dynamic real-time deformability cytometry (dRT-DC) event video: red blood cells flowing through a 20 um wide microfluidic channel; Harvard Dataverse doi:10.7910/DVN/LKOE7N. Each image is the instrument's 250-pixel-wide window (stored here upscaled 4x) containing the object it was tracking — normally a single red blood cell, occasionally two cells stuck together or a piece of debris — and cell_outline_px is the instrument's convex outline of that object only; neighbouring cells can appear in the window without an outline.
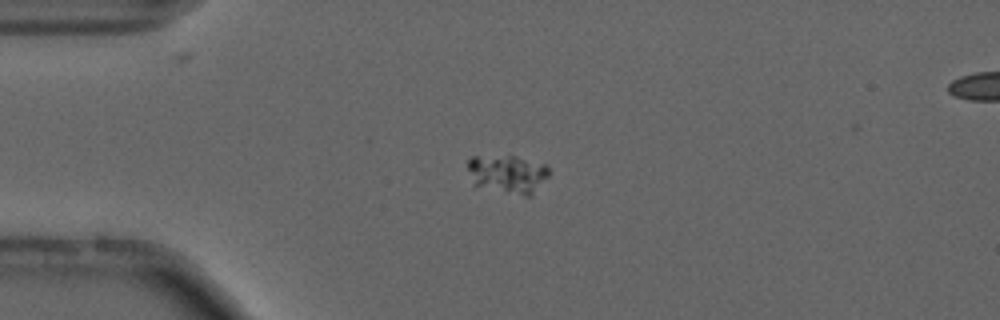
{"species": "common noctule bat (a hibernating species)", "species_latin": "Nyctalus noctula", "temperature_condition": "cold", "stored_images_in_passage": 43, "camera_frame_rate_fps": 3000, "um_per_image_px": 0.085, "animal": {"sex": "male", "forearm_length_mm": 52.5}, "frame": {"image": 1, "passage_image": 1, "time_ms": 0.0, "image_size_px": [1000, 320], "cell_outline_px": [[552, 172], [532, 196], [524, 196], [504, 192], [472, 184], [468, 168], [468, 160], [472, 156], [516, 156], [548, 164]], "centroid_in_image_um": [43.21, 14.78], "position_along_channel_um": 41.8, "area_um2": 18.5}}
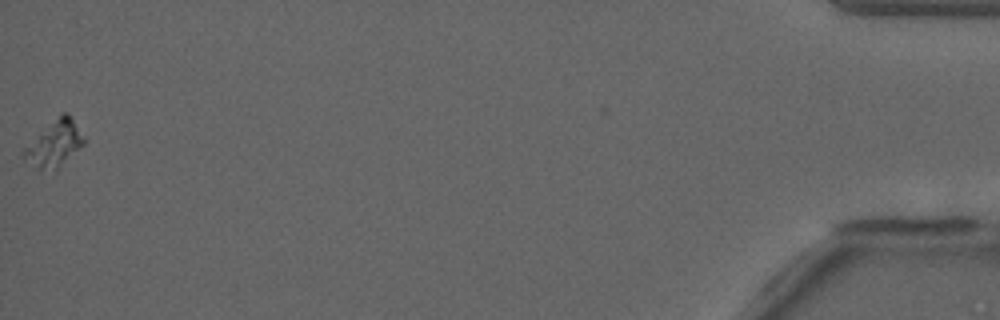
{"frame": {"image": 2, "passage_image": 43, "time_ms": 14.0, "image_size_px": [1000, 320], "cell_outline_px": [[84, 144], [56, 172], [40, 168], [24, 160], [20, 156], [20, 152], [60, 112], [68, 112], [84, 140]], "centroid_in_image_um": [4.6, 12.24], "position_along_channel_um": 430.6, "area_um2": 15.95}}